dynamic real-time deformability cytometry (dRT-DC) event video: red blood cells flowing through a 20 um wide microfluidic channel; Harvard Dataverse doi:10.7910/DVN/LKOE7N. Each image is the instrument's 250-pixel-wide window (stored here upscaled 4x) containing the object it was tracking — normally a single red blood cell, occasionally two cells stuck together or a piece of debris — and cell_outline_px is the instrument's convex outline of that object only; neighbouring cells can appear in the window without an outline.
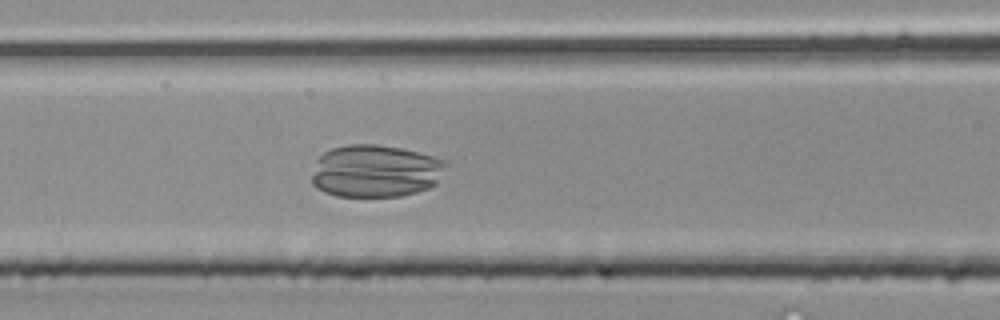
{"species": "common noctule bat (a hibernating species)", "species_latin": "Nyctalus noctula", "temperature_condition": "room temperature", "stored_images_in_passage": 46, "camera_frame_rate_fps": 3000, "um_per_image_px": 0.085, "animal": {"sex": "male", "body_mass_g": 20.4}, "frame": {"image": 1, "passage_image": 20, "time_ms": 6.333, "image_size_px": [1000, 320], "cell_outline_px": [[448, 164], [436, 184], [428, 188], [416, 192], [400, 196], [336, 196], [324, 192], [316, 188], [312, 184], [312, 176], [316, 160], [324, 152], [332, 148], [348, 144], [376, 144], [400, 148], [432, 156], [444, 160]], "centroid_in_image_um": [31.9, 14.54], "position_along_channel_um": 134.7, "area_um2": 41.15}}
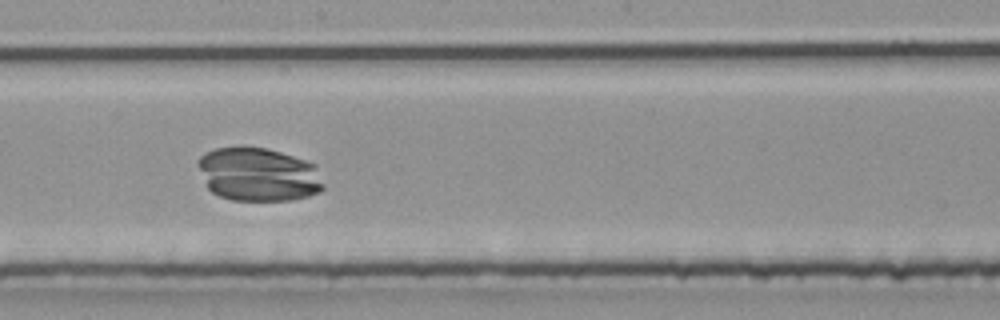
{"frame": {"image": 2, "passage_image": 26, "time_ms": 8.333, "image_size_px": [1000, 320], "cell_outline_px": [[324, 188], [320, 192], [308, 196], [292, 200], [232, 200], [220, 196], [212, 192], [208, 188], [196, 164], [196, 160], [204, 152], [216, 148], [240, 144], [268, 148], [316, 164], [324, 184]], "centroid_in_image_um": [21.94, 14.79], "position_along_channel_um": 226.3, "area_um2": 40.0}}
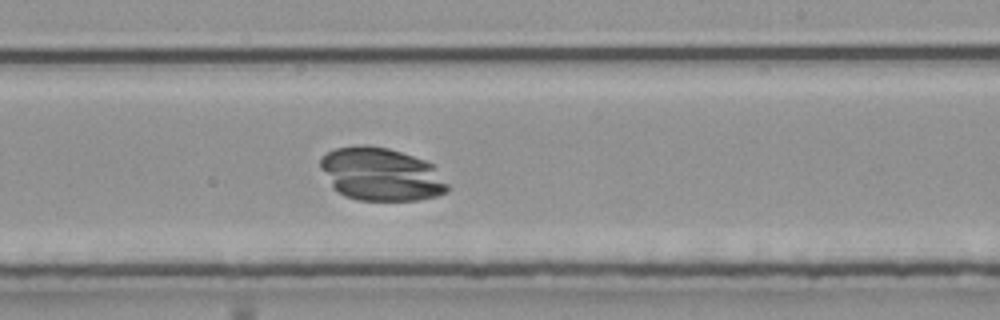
{"frame": {"image": 3, "passage_image": 28, "time_ms": 9.0, "image_size_px": [1000, 320], "cell_outline_px": [[448, 192], [436, 196], [416, 200], [356, 200], [344, 196], [336, 192], [332, 188], [320, 168], [320, 156], [336, 148], [356, 144], [368, 144], [388, 148], [436, 164], [448, 184]], "centroid_in_image_um": [32.38, 14.8], "position_along_channel_um": 256.6, "area_um2": 40.0}}